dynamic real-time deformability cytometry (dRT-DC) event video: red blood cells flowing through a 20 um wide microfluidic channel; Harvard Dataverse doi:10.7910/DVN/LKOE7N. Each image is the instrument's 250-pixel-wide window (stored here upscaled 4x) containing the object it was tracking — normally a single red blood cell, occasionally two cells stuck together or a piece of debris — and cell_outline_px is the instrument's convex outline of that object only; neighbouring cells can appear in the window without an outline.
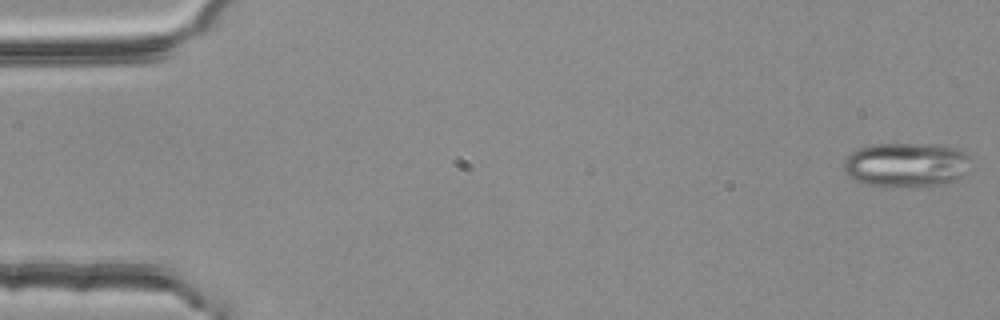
{"species": "common noctule bat (a hibernating species)", "species_latin": "Nyctalus noctula", "temperature_condition": "room temperature", "stored_images_in_passage": 55, "camera_frame_rate_fps": 3000, "um_per_image_px": 0.085, "animal": {"sex": "female", "body_mass_g": 25.1}, "frame": {"image": 1, "passage_image": 1, "time_ms": 0.0, "image_size_px": [1000, 320], "cell_outline_px": [[972, 160], [968, 172], [964, 176], [956, 180], [940, 184], [884, 188], [864, 184], [852, 180], [844, 172], [844, 160], [852, 152], [860, 148], [872, 144], [916, 144], [956, 148], [964, 152]], "centroid_in_image_um": [77.01, 14.04], "position_along_channel_um": 8.0, "area_um2": 33.23}}
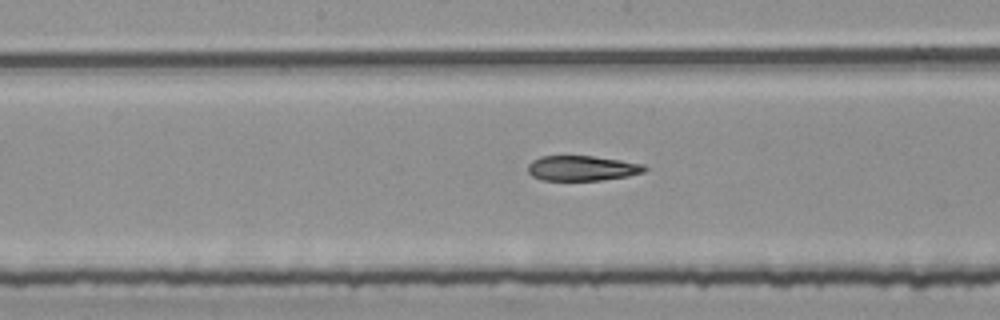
{"frame": {"image": 2, "passage_image": 28, "time_ms": 9.0, "image_size_px": [1000, 320], "cell_outline_px": [[648, 168], [644, 172], [628, 176], [600, 180], [540, 180], [532, 176], [528, 172], [528, 164], [532, 160], [540, 156], [592, 156], [620, 160], [644, 164]], "centroid_in_image_um": [49.46, 14.3], "position_along_channel_um": 198.7, "area_um2": 17.11}}
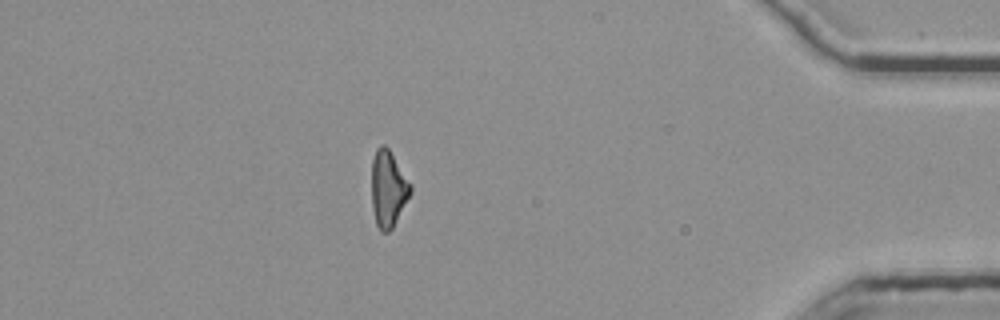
{"frame": {"image": 3, "passage_image": 48, "time_ms": 15.667, "image_size_px": [1000, 320], "cell_outline_px": [[412, 192], [392, 228], [388, 232], [380, 232], [376, 224], [372, 208], [372, 160], [376, 148], [380, 144], [384, 144], [388, 148], [412, 184]], "centroid_in_image_um": [32.99, 16.04], "position_along_channel_um": 402.2, "area_um2": 17.4}, "authors_computed_cell_mechanics": {"area_um2": 18.3804, "velocity_mm_per_s": 3.7502, "shape_relaxation_time_tau1_ms": null, "shape_relaxation_time_tau2_ms": 5.4674, "deformation_change_tau1": null, "deformation_change_tau2": 0.1551}}